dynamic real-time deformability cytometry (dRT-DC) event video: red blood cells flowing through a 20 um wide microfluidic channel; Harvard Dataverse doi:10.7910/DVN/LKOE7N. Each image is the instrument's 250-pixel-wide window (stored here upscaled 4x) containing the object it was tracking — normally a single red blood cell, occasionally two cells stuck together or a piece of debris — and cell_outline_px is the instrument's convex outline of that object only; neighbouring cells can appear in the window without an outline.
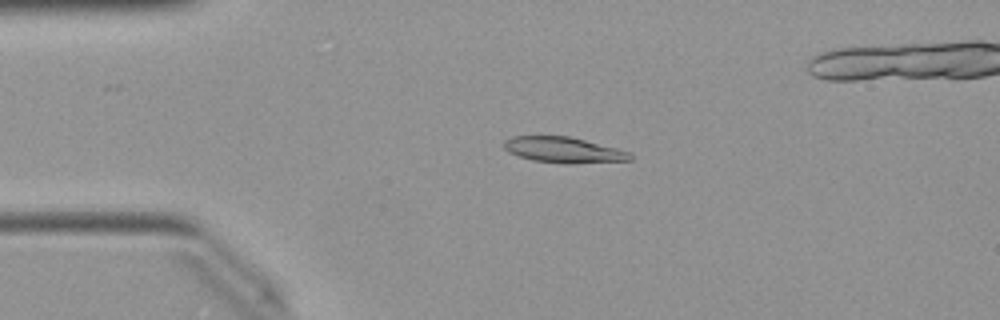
{"species": "Egyptian fruit bat (a non-hibernating species)", "species_latin": "Rousettus aegyptiacus", "temperature_condition": "warm", "stored_images_in_passage": 51, "camera_frame_rate_fps": 3000, "um_per_image_px": 0.085, "animal": {"sex": "female"}, "frame": {"image": 1, "passage_image": 11, "time_ms": 3.333, "image_size_px": [1000, 320], "cell_outline_px": [[632, 160], [572, 164], [568, 164], [532, 160], [508, 152], [500, 144], [504, 140], [512, 136], [568, 136], [616, 148], [628, 152], [632, 156]], "centroid_in_image_um": [47.85, 12.74], "position_along_channel_um": 37.2, "area_um2": 18.9}}
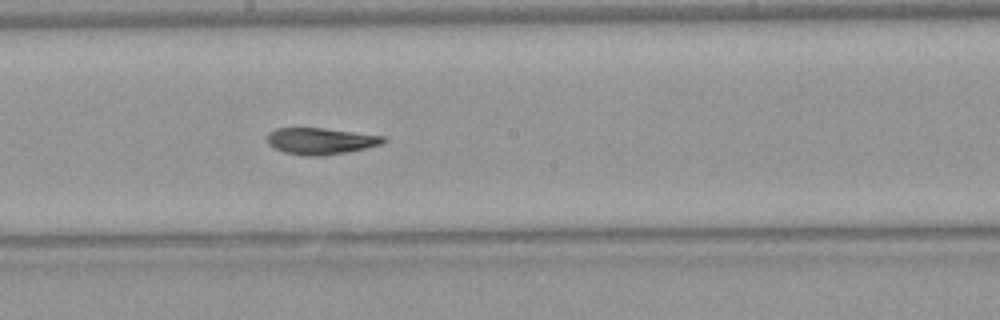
{"frame": {"image": 2, "passage_image": 27, "time_ms": 8.667, "image_size_px": [1000, 320], "cell_outline_px": [[388, 140], [384, 144], [344, 152], [320, 156], [300, 156], [284, 152], [268, 144], [268, 132], [276, 128], [324, 128], [384, 136]], "centroid_in_image_um": [27.26, 11.99], "position_along_channel_um": 220.9, "area_um2": 17.92}}
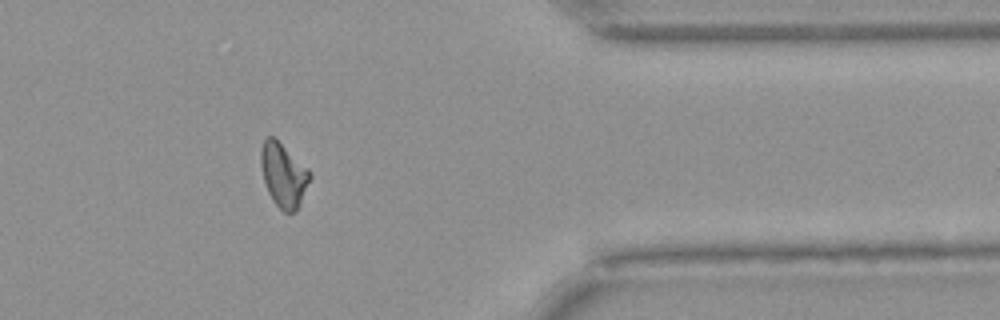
{"frame": {"image": 3, "passage_image": 41, "time_ms": 13.333, "image_size_px": [1000, 320], "cell_outline_px": [[312, 176], [300, 204], [296, 212], [284, 212], [272, 200], [268, 192], [264, 180], [260, 164], [260, 148], [264, 140], [268, 136], [272, 136], [308, 168], [312, 172]], "centroid_in_image_um": [24.1, 14.89], "position_along_channel_um": 387.3, "area_um2": 18.21}, "authors_computed_cell_mechanics": {"area_um2": 18.6116, "velocity_mm_per_s": 4.0225, "shape_relaxation_time_tau1_ms": 11.2547, "shape_relaxation_time_tau2_ms": 3.0729, "deformation_change_tau1": 0.2851, "deformation_change_tau2": 0.1045}}